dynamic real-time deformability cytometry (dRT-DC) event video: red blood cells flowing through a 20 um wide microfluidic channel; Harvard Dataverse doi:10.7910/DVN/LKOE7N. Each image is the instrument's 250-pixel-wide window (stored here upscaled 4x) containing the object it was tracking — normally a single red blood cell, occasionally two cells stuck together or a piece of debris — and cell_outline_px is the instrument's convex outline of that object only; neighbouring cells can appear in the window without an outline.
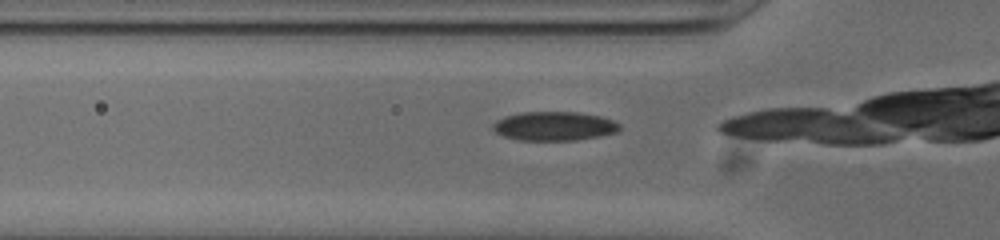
{"species": "common noctule bat (a hibernating species)", "species_latin": "Nyctalus noctula", "temperature_condition": "cold", "stored_images_in_passage": 26, "camera_frame_rate_fps": 3000, "um_per_image_px": 0.085, "animal": {"sex": "male", "body_mass_g": 20.0, "forearm_length_mm": 53.3}, "frame": {"image": 1, "passage_image": 8, "time_ms": 2.333, "image_size_px": [1000, 240], "cell_outline_px": [[620, 128], [616, 132], [576, 140], [520, 140], [504, 136], [496, 132], [492, 128], [492, 124], [496, 120], [504, 116], [520, 112], [576, 112], [600, 116], [612, 120], [620, 124]], "centroid_in_image_um": [47.06, 10.71], "position_along_channel_um": 78.7, "area_um2": 21.27}}
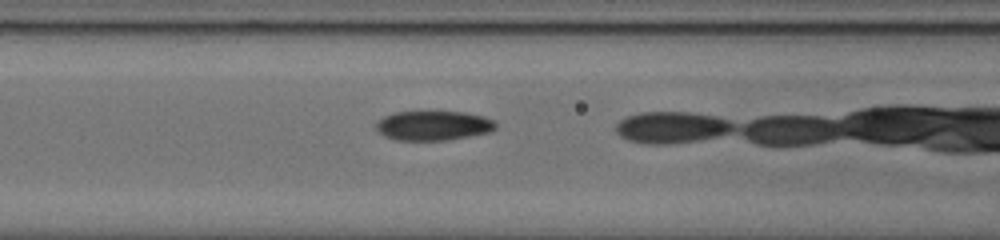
{"frame": {"image": 2, "passage_image": 12, "time_ms": 3.667, "image_size_px": [1000, 240], "cell_outline_px": [[496, 128], [488, 132], [448, 140], [396, 140], [384, 136], [376, 128], [376, 120], [384, 116], [396, 112], [464, 112], [484, 116], [492, 120], [496, 124]], "centroid_in_image_um": [36.8, 10.67], "position_along_channel_um": 129.8, "area_um2": 20.46}}
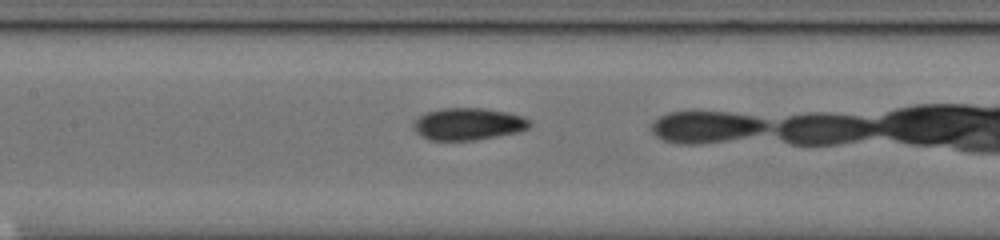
{"frame": {"image": 3, "passage_image": 15, "time_ms": 4.667, "image_size_px": [1000, 240], "cell_outline_px": [[532, 124], [528, 128], [516, 132], [476, 140], [428, 140], [416, 132], [412, 128], [412, 120], [424, 112], [440, 108], [484, 108], [508, 112], [524, 116]], "centroid_in_image_um": [39.73, 10.52], "position_along_channel_um": 167.7, "area_um2": 22.02}}